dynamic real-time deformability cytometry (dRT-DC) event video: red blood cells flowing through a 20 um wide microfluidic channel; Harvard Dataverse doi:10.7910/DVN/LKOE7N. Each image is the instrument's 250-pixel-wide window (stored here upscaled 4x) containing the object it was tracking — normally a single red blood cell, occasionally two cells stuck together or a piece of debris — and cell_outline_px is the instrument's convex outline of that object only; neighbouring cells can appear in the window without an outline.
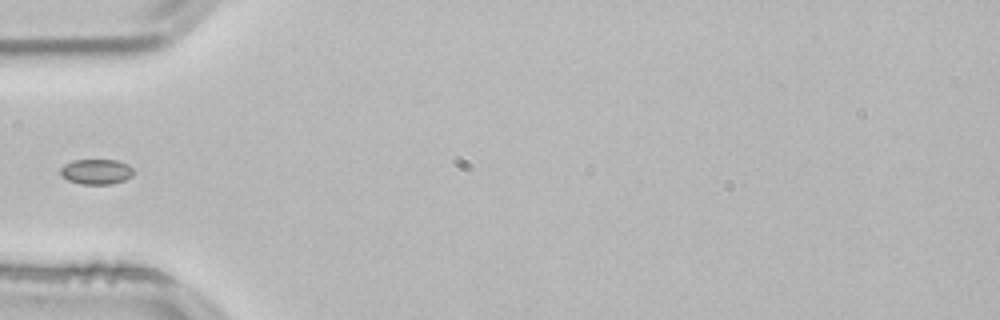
{"species": "common noctule bat (a hibernating species)", "species_latin": "Nyctalus noctula", "temperature_condition": "room temperature", "stored_images_in_passage": 37, "camera_frame_rate_fps": 3000, "um_per_image_px": 0.085, "animal": {"sex": "male", "body_mass_g": 21.5, "forearm_length_mm": 52.0}, "frame": {"image": 1, "passage_image": 1, "time_ms": 0.0, "image_size_px": [1000, 320], "cell_outline_px": [[132, 176], [124, 180], [112, 184], [80, 184], [68, 180], [60, 176], [60, 168], [64, 164], [72, 160], [116, 160], [128, 164], [132, 168]], "centroid_in_image_um": [8.15, 14.59], "position_along_channel_um": 76.9, "area_um2": 10.81}}
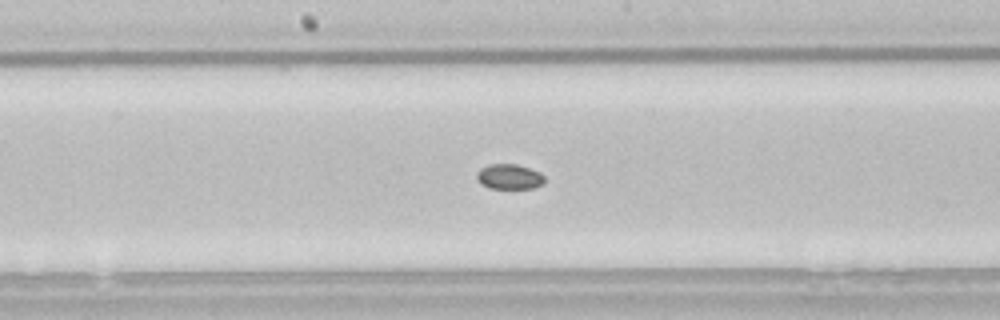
{"frame": {"image": 2, "passage_image": 11, "time_ms": 3.333, "image_size_px": [1000, 320], "cell_outline_px": [[544, 184], [532, 188], [488, 188], [480, 184], [476, 176], [476, 172], [480, 168], [488, 164], [516, 164], [540, 172], [544, 176]], "centroid_in_image_um": [43.26, 15.01], "position_along_channel_um": 204.9, "area_um2": 10.0}}
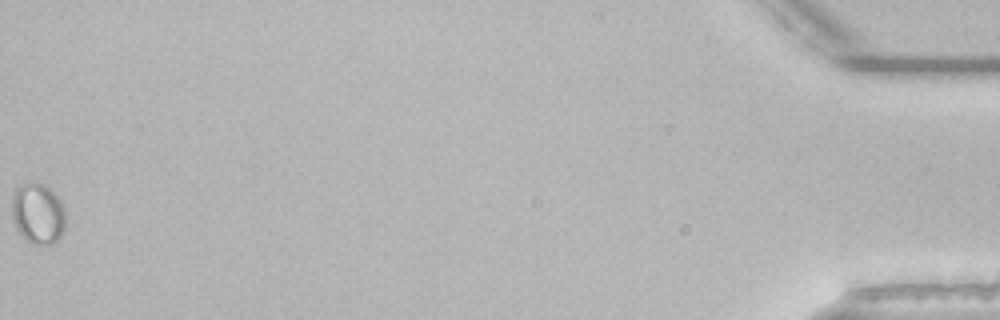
{"frame": {"image": 3, "passage_image": 37, "time_ms": 12.0, "image_size_px": [1000, 320], "cell_outline_px": [[64, 228], [60, 236], [52, 244], [32, 244], [16, 228], [12, 220], [12, 196], [16, 188], [20, 184], [40, 184], [48, 188], [60, 200], [64, 208]], "centroid_in_image_um": [3.2, 18.17], "position_along_channel_um": 432.0, "area_um2": 18.61}}